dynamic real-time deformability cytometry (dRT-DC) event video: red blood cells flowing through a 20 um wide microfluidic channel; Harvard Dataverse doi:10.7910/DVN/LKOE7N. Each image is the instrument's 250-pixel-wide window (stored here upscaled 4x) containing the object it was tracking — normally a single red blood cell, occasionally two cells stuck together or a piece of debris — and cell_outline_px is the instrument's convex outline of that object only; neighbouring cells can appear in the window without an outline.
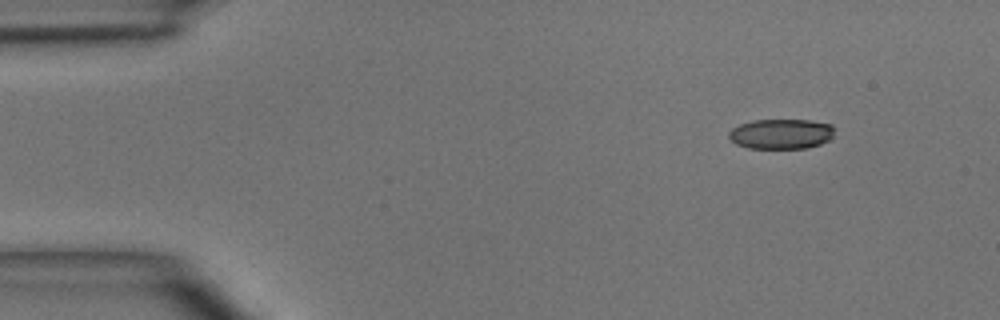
{"species": "common noctule bat (a hibernating species)", "species_latin": "Nyctalus noctula", "temperature_condition": "room temperature", "stored_images_in_passage": 5, "camera_frame_rate_fps": 3000, "um_per_image_px": 0.085, "animal": {"sex": "male", "body_mass_g": 15.6}, "frame": {"image": 1, "passage_image": 1, "time_ms": 0.0, "image_size_px": [1000, 320], "cell_outline_px": [[836, 128], [832, 136], [828, 140], [820, 144], [808, 148], [748, 148], [736, 144], [728, 136], [728, 132], [732, 128], [740, 124], [752, 120], [812, 120], [832, 124]], "centroid_in_image_um": [66.42, 11.37], "position_along_channel_um": 18.6, "area_um2": 18.67}}